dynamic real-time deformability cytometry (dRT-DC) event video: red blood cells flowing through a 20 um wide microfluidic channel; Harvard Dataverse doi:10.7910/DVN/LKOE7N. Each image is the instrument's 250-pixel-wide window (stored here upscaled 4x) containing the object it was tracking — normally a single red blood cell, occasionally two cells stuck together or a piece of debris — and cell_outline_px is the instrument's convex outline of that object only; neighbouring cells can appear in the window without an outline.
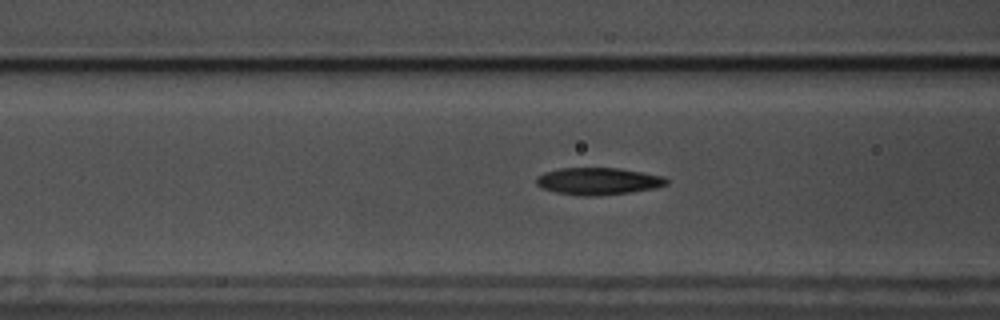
{"species": "common noctule bat (a hibernating species)", "species_latin": "Nyctalus noctula", "temperature_condition": "warm", "stored_images_in_passage": 51, "camera_frame_rate_fps": 3000, "um_per_image_px": 0.085, "animal": {"sex": "male", "body_mass_g": 17.5, "forearm_length_mm": 52.3}, "frame": {"image": 1, "passage_image": 22, "time_ms": 7.0, "image_size_px": [1000, 320], "cell_outline_px": [[664, 180], [660, 184], [620, 192], [568, 192], [552, 188], [540, 184], [540, 180], [544, 176], [552, 172], [576, 168], [608, 168], [632, 172], [652, 176]], "centroid_in_image_um": [50.8, 15.33], "position_along_channel_um": 115.8, "area_um2": 16.24}}
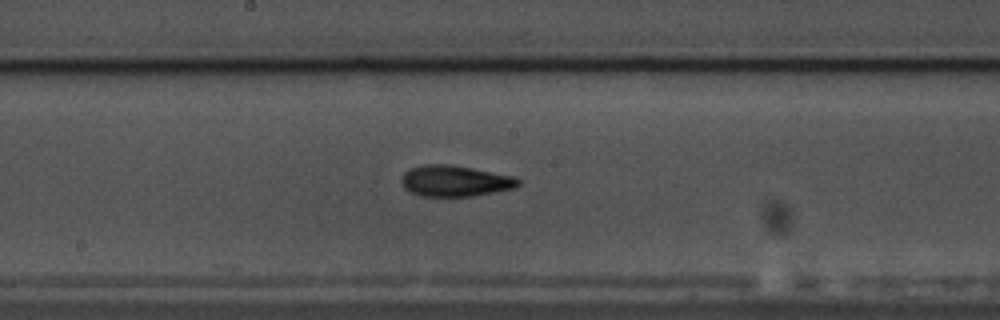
{"frame": {"image": 2, "passage_image": 30, "time_ms": 9.667, "image_size_px": [1000, 320], "cell_outline_px": [[516, 184], [500, 188], [480, 192], [456, 196], [448, 196], [420, 192], [412, 188], [404, 180], [412, 172], [420, 168], [460, 168], [500, 176], [516, 180]], "centroid_in_image_um": [38.67, 15.42], "position_along_channel_um": 209.5, "area_um2": 15.95}}
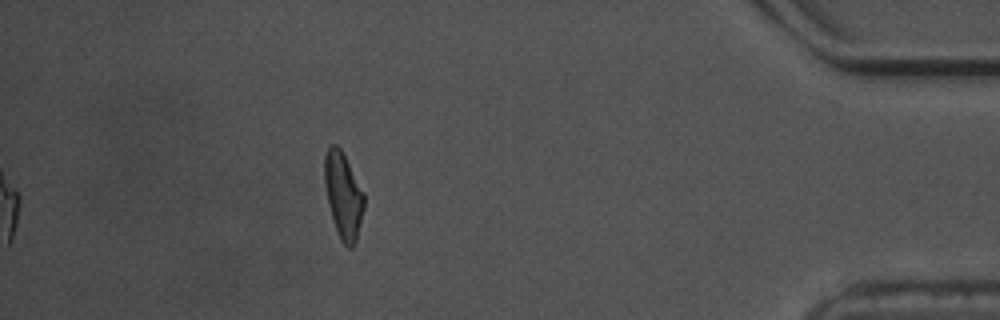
{"frame": {"image": 3, "passage_image": 51, "time_ms": 16.667, "image_size_px": [1000, 320], "cell_outline_px": [[364, 204], [356, 232], [344, 240], [336, 224], [332, 212], [328, 196], [324, 164], [328, 152], [340, 152], [364, 196]], "centroid_in_image_um": [29.18, 16.53], "position_along_channel_um": 406.0, "area_um2": 15.95}, "authors_computed_cell_mechanics": {"area_um2": 16.184, "velocity_mm_per_s": 3.5237, "shape_relaxation_time_tau1_ms": 7.3259, "shape_relaxation_time_tau2_ms": 5.3002, "deformation_change_tau1": 0.1877, "deformation_change_tau2": 0.1309}}